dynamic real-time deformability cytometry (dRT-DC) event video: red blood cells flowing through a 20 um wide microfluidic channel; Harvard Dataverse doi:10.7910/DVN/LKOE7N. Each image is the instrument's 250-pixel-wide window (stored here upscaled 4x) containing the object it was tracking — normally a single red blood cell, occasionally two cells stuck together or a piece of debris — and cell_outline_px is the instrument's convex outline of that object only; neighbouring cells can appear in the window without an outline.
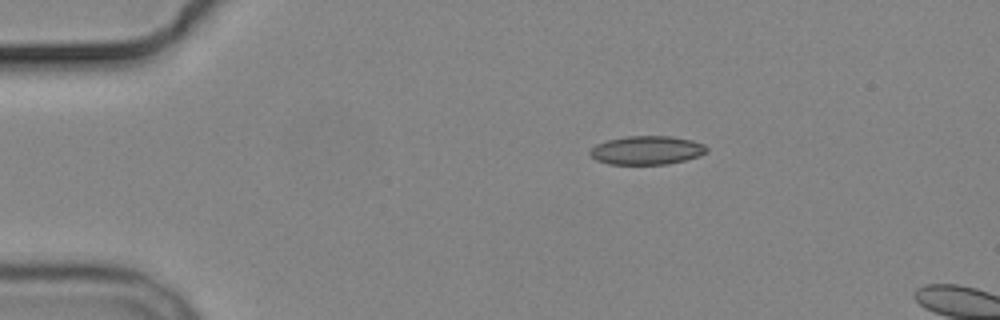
{"species": "common noctule bat (a hibernating species)", "species_latin": "Nyctalus noctula", "temperature_condition": "cold", "stored_images_in_passage": 2, "camera_frame_rate_fps": 3000, "um_per_image_px": 0.085, "animal": {"sex": "male", "body_mass_g": 19.2, "forearm_length_mm": 51.8}, "frame": {"image": 1, "passage_image": 1, "time_ms": 0.0, "image_size_px": [1000, 320], "cell_outline_px": [[708, 152], [700, 156], [668, 164], [608, 164], [596, 160], [588, 152], [596, 144], [608, 140], [624, 136], [672, 136], [692, 140], [704, 144], [708, 148]], "centroid_in_image_um": [55.0, 12.77], "position_along_channel_um": 30.0, "area_um2": 19.59}}